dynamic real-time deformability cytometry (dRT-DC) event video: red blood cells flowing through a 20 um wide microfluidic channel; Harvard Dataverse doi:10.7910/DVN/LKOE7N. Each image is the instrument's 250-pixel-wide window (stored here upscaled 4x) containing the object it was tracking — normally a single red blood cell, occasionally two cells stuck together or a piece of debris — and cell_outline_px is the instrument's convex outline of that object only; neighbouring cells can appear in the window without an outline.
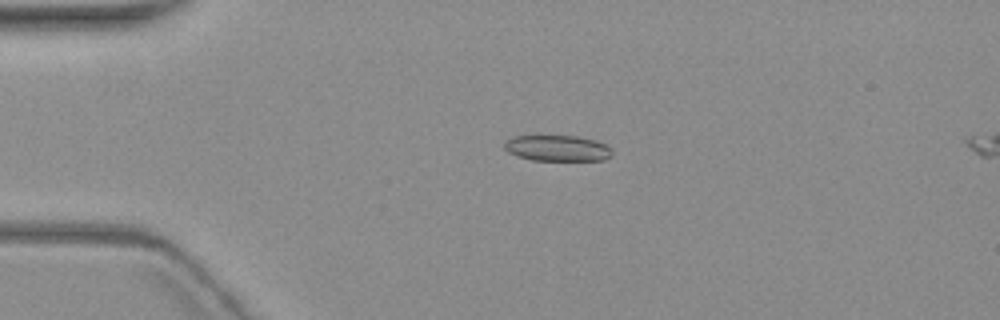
{"species": "common noctule bat (a hibernating species)", "species_latin": "Nyctalus noctula", "temperature_condition": "warm", "stored_images_in_passage": 5, "camera_frame_rate_fps": 3000, "um_per_image_px": 0.085, "animal": {"sex": "female", "body_mass_g": 19.3, "forearm_length_mm": 54.1}, "frame": {"image": 1, "passage_image": 3, "time_ms": 2.333, "image_size_px": [1000, 320], "cell_outline_px": [[612, 156], [604, 160], [532, 160], [516, 156], [508, 152], [504, 148], [504, 140], [516, 136], [536, 132], [576, 136], [596, 140], [612, 148]], "centroid_in_image_um": [47.31, 12.54], "position_along_channel_um": 37.7, "area_um2": 17.22}}